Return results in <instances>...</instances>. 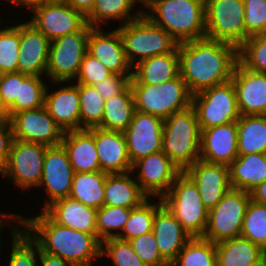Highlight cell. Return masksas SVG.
Returning a JSON list of instances; mask_svg holds the SVG:
<instances>
[{"label": "cell", "mask_w": 266, "mask_h": 266, "mask_svg": "<svg viewBox=\"0 0 266 266\" xmlns=\"http://www.w3.org/2000/svg\"><path fill=\"white\" fill-rule=\"evenodd\" d=\"M243 0H205L206 37L240 47L246 41Z\"/></svg>", "instance_id": "9"}, {"label": "cell", "mask_w": 266, "mask_h": 266, "mask_svg": "<svg viewBox=\"0 0 266 266\" xmlns=\"http://www.w3.org/2000/svg\"><path fill=\"white\" fill-rule=\"evenodd\" d=\"M5 223H7L6 220L0 225V233H1V230L3 229ZM0 237H1V236H0ZM0 242H1V238H0ZM0 246H1V243H0ZM1 249H2V248L0 247V250H1Z\"/></svg>", "instance_id": "60"}, {"label": "cell", "mask_w": 266, "mask_h": 266, "mask_svg": "<svg viewBox=\"0 0 266 266\" xmlns=\"http://www.w3.org/2000/svg\"><path fill=\"white\" fill-rule=\"evenodd\" d=\"M102 27H92L88 36L87 52L99 60L109 71L118 75H132L123 41L118 29L104 32Z\"/></svg>", "instance_id": "17"}, {"label": "cell", "mask_w": 266, "mask_h": 266, "mask_svg": "<svg viewBox=\"0 0 266 266\" xmlns=\"http://www.w3.org/2000/svg\"><path fill=\"white\" fill-rule=\"evenodd\" d=\"M54 222L80 232L97 234V209L70 197L52 202L43 210Z\"/></svg>", "instance_id": "25"}, {"label": "cell", "mask_w": 266, "mask_h": 266, "mask_svg": "<svg viewBox=\"0 0 266 266\" xmlns=\"http://www.w3.org/2000/svg\"><path fill=\"white\" fill-rule=\"evenodd\" d=\"M201 130L192 106L164 119L162 151L184 172L200 160Z\"/></svg>", "instance_id": "4"}, {"label": "cell", "mask_w": 266, "mask_h": 266, "mask_svg": "<svg viewBox=\"0 0 266 266\" xmlns=\"http://www.w3.org/2000/svg\"><path fill=\"white\" fill-rule=\"evenodd\" d=\"M95 0H66L74 9L86 15L93 7Z\"/></svg>", "instance_id": "54"}, {"label": "cell", "mask_w": 266, "mask_h": 266, "mask_svg": "<svg viewBox=\"0 0 266 266\" xmlns=\"http://www.w3.org/2000/svg\"><path fill=\"white\" fill-rule=\"evenodd\" d=\"M44 106L63 132L80 130V97L75 83L50 92L46 87Z\"/></svg>", "instance_id": "24"}, {"label": "cell", "mask_w": 266, "mask_h": 266, "mask_svg": "<svg viewBox=\"0 0 266 266\" xmlns=\"http://www.w3.org/2000/svg\"><path fill=\"white\" fill-rule=\"evenodd\" d=\"M137 4L143 5V2L141 0H95L92 9L85 15L86 22L91 27H101L109 20L120 21L122 24L120 22L118 24L124 25L143 13V6L139 10L136 8L137 12H133Z\"/></svg>", "instance_id": "31"}, {"label": "cell", "mask_w": 266, "mask_h": 266, "mask_svg": "<svg viewBox=\"0 0 266 266\" xmlns=\"http://www.w3.org/2000/svg\"><path fill=\"white\" fill-rule=\"evenodd\" d=\"M10 215L43 252L61 257L76 266H90L97 257H101V241L97 234L62 226L44 211L31 218L20 214Z\"/></svg>", "instance_id": "2"}, {"label": "cell", "mask_w": 266, "mask_h": 266, "mask_svg": "<svg viewBox=\"0 0 266 266\" xmlns=\"http://www.w3.org/2000/svg\"><path fill=\"white\" fill-rule=\"evenodd\" d=\"M131 172L135 174L140 189L148 197L155 196V198H162L170 190L176 177L181 173L179 168L163 151L152 153L136 161L132 165Z\"/></svg>", "instance_id": "14"}, {"label": "cell", "mask_w": 266, "mask_h": 266, "mask_svg": "<svg viewBox=\"0 0 266 266\" xmlns=\"http://www.w3.org/2000/svg\"><path fill=\"white\" fill-rule=\"evenodd\" d=\"M20 23L0 28V74L17 72Z\"/></svg>", "instance_id": "43"}, {"label": "cell", "mask_w": 266, "mask_h": 266, "mask_svg": "<svg viewBox=\"0 0 266 266\" xmlns=\"http://www.w3.org/2000/svg\"><path fill=\"white\" fill-rule=\"evenodd\" d=\"M164 119L150 114L134 112L132 121L123 132L131 164L162 151Z\"/></svg>", "instance_id": "15"}, {"label": "cell", "mask_w": 266, "mask_h": 266, "mask_svg": "<svg viewBox=\"0 0 266 266\" xmlns=\"http://www.w3.org/2000/svg\"><path fill=\"white\" fill-rule=\"evenodd\" d=\"M50 40L29 21L20 23L17 72L43 76L49 59Z\"/></svg>", "instance_id": "21"}, {"label": "cell", "mask_w": 266, "mask_h": 266, "mask_svg": "<svg viewBox=\"0 0 266 266\" xmlns=\"http://www.w3.org/2000/svg\"><path fill=\"white\" fill-rule=\"evenodd\" d=\"M229 175L231 188L251 192L266 181V154L238 155L229 165Z\"/></svg>", "instance_id": "28"}, {"label": "cell", "mask_w": 266, "mask_h": 266, "mask_svg": "<svg viewBox=\"0 0 266 266\" xmlns=\"http://www.w3.org/2000/svg\"><path fill=\"white\" fill-rule=\"evenodd\" d=\"M237 130L238 155L266 154V115H241Z\"/></svg>", "instance_id": "32"}, {"label": "cell", "mask_w": 266, "mask_h": 266, "mask_svg": "<svg viewBox=\"0 0 266 266\" xmlns=\"http://www.w3.org/2000/svg\"><path fill=\"white\" fill-rule=\"evenodd\" d=\"M11 213H3L0 211V225L4 222L3 220H11L12 219V216L10 215ZM5 218V219H4Z\"/></svg>", "instance_id": "58"}, {"label": "cell", "mask_w": 266, "mask_h": 266, "mask_svg": "<svg viewBox=\"0 0 266 266\" xmlns=\"http://www.w3.org/2000/svg\"><path fill=\"white\" fill-rule=\"evenodd\" d=\"M112 74L99 60L86 52L74 81L93 86Z\"/></svg>", "instance_id": "49"}, {"label": "cell", "mask_w": 266, "mask_h": 266, "mask_svg": "<svg viewBox=\"0 0 266 266\" xmlns=\"http://www.w3.org/2000/svg\"><path fill=\"white\" fill-rule=\"evenodd\" d=\"M231 81L240 115H266V74L245 68L238 61Z\"/></svg>", "instance_id": "18"}, {"label": "cell", "mask_w": 266, "mask_h": 266, "mask_svg": "<svg viewBox=\"0 0 266 266\" xmlns=\"http://www.w3.org/2000/svg\"><path fill=\"white\" fill-rule=\"evenodd\" d=\"M13 222L17 223L12 218V223L9 226H11L13 239L8 266H39V246L18 224L12 226Z\"/></svg>", "instance_id": "39"}, {"label": "cell", "mask_w": 266, "mask_h": 266, "mask_svg": "<svg viewBox=\"0 0 266 266\" xmlns=\"http://www.w3.org/2000/svg\"><path fill=\"white\" fill-rule=\"evenodd\" d=\"M215 246L217 266H253L266 253L242 236L223 240Z\"/></svg>", "instance_id": "30"}, {"label": "cell", "mask_w": 266, "mask_h": 266, "mask_svg": "<svg viewBox=\"0 0 266 266\" xmlns=\"http://www.w3.org/2000/svg\"><path fill=\"white\" fill-rule=\"evenodd\" d=\"M47 86L42 76L19 72L18 97L7 109V116L11 118L17 112L43 107Z\"/></svg>", "instance_id": "35"}, {"label": "cell", "mask_w": 266, "mask_h": 266, "mask_svg": "<svg viewBox=\"0 0 266 266\" xmlns=\"http://www.w3.org/2000/svg\"><path fill=\"white\" fill-rule=\"evenodd\" d=\"M197 185L204 206L214 208L231 189L229 166L196 161L184 171Z\"/></svg>", "instance_id": "20"}, {"label": "cell", "mask_w": 266, "mask_h": 266, "mask_svg": "<svg viewBox=\"0 0 266 266\" xmlns=\"http://www.w3.org/2000/svg\"><path fill=\"white\" fill-rule=\"evenodd\" d=\"M13 141V130L10 118L0 116V174L2 175L9 159L10 147Z\"/></svg>", "instance_id": "51"}, {"label": "cell", "mask_w": 266, "mask_h": 266, "mask_svg": "<svg viewBox=\"0 0 266 266\" xmlns=\"http://www.w3.org/2000/svg\"><path fill=\"white\" fill-rule=\"evenodd\" d=\"M200 130L236 122L240 115L232 81L216 85L192 95Z\"/></svg>", "instance_id": "8"}, {"label": "cell", "mask_w": 266, "mask_h": 266, "mask_svg": "<svg viewBox=\"0 0 266 266\" xmlns=\"http://www.w3.org/2000/svg\"><path fill=\"white\" fill-rule=\"evenodd\" d=\"M74 173L67 152L62 145L47 148L38 188H45L49 199L45 201L42 211L52 202L69 197Z\"/></svg>", "instance_id": "16"}, {"label": "cell", "mask_w": 266, "mask_h": 266, "mask_svg": "<svg viewBox=\"0 0 266 266\" xmlns=\"http://www.w3.org/2000/svg\"><path fill=\"white\" fill-rule=\"evenodd\" d=\"M180 76L192 95L231 81L238 47L207 37L178 44Z\"/></svg>", "instance_id": "1"}, {"label": "cell", "mask_w": 266, "mask_h": 266, "mask_svg": "<svg viewBox=\"0 0 266 266\" xmlns=\"http://www.w3.org/2000/svg\"><path fill=\"white\" fill-rule=\"evenodd\" d=\"M180 75L178 46L170 53L152 56L132 67L130 84L157 85Z\"/></svg>", "instance_id": "27"}, {"label": "cell", "mask_w": 266, "mask_h": 266, "mask_svg": "<svg viewBox=\"0 0 266 266\" xmlns=\"http://www.w3.org/2000/svg\"><path fill=\"white\" fill-rule=\"evenodd\" d=\"M130 213L131 208L125 207L104 205L97 209V237L100 241L117 238L128 221Z\"/></svg>", "instance_id": "42"}, {"label": "cell", "mask_w": 266, "mask_h": 266, "mask_svg": "<svg viewBox=\"0 0 266 266\" xmlns=\"http://www.w3.org/2000/svg\"><path fill=\"white\" fill-rule=\"evenodd\" d=\"M161 199L191 237H203L209 210L201 200L197 185L185 172L176 177Z\"/></svg>", "instance_id": "6"}, {"label": "cell", "mask_w": 266, "mask_h": 266, "mask_svg": "<svg viewBox=\"0 0 266 266\" xmlns=\"http://www.w3.org/2000/svg\"><path fill=\"white\" fill-rule=\"evenodd\" d=\"M30 23L50 41L80 31L86 24L85 15L66 1H53L32 11Z\"/></svg>", "instance_id": "13"}, {"label": "cell", "mask_w": 266, "mask_h": 266, "mask_svg": "<svg viewBox=\"0 0 266 266\" xmlns=\"http://www.w3.org/2000/svg\"><path fill=\"white\" fill-rule=\"evenodd\" d=\"M238 60L245 68L266 74V32L249 37L238 48Z\"/></svg>", "instance_id": "44"}, {"label": "cell", "mask_w": 266, "mask_h": 266, "mask_svg": "<svg viewBox=\"0 0 266 266\" xmlns=\"http://www.w3.org/2000/svg\"><path fill=\"white\" fill-rule=\"evenodd\" d=\"M142 6L178 44L206 37L205 0H146Z\"/></svg>", "instance_id": "3"}, {"label": "cell", "mask_w": 266, "mask_h": 266, "mask_svg": "<svg viewBox=\"0 0 266 266\" xmlns=\"http://www.w3.org/2000/svg\"><path fill=\"white\" fill-rule=\"evenodd\" d=\"M135 109L133 91L129 85L121 94L105 100L99 128L124 132L132 121Z\"/></svg>", "instance_id": "33"}, {"label": "cell", "mask_w": 266, "mask_h": 266, "mask_svg": "<svg viewBox=\"0 0 266 266\" xmlns=\"http://www.w3.org/2000/svg\"><path fill=\"white\" fill-rule=\"evenodd\" d=\"M158 199L159 201L153 203L150 201V197H148L139 206L132 208L130 217L117 238L128 241L153 231L155 213L163 205L162 199Z\"/></svg>", "instance_id": "36"}, {"label": "cell", "mask_w": 266, "mask_h": 266, "mask_svg": "<svg viewBox=\"0 0 266 266\" xmlns=\"http://www.w3.org/2000/svg\"><path fill=\"white\" fill-rule=\"evenodd\" d=\"M39 259H40L39 263L42 266H76L73 263L62 259L61 257L43 252L40 248H39Z\"/></svg>", "instance_id": "53"}, {"label": "cell", "mask_w": 266, "mask_h": 266, "mask_svg": "<svg viewBox=\"0 0 266 266\" xmlns=\"http://www.w3.org/2000/svg\"><path fill=\"white\" fill-rule=\"evenodd\" d=\"M250 200L249 192L231 188L218 204L209 210L208 224L202 238L216 244L239 237Z\"/></svg>", "instance_id": "10"}, {"label": "cell", "mask_w": 266, "mask_h": 266, "mask_svg": "<svg viewBox=\"0 0 266 266\" xmlns=\"http://www.w3.org/2000/svg\"><path fill=\"white\" fill-rule=\"evenodd\" d=\"M15 5L25 6V8L33 11L35 8L43 6L47 3L53 2V0H8Z\"/></svg>", "instance_id": "55"}, {"label": "cell", "mask_w": 266, "mask_h": 266, "mask_svg": "<svg viewBox=\"0 0 266 266\" xmlns=\"http://www.w3.org/2000/svg\"><path fill=\"white\" fill-rule=\"evenodd\" d=\"M61 145L75 173L101 171L94 135L88 129L64 132Z\"/></svg>", "instance_id": "26"}, {"label": "cell", "mask_w": 266, "mask_h": 266, "mask_svg": "<svg viewBox=\"0 0 266 266\" xmlns=\"http://www.w3.org/2000/svg\"><path fill=\"white\" fill-rule=\"evenodd\" d=\"M240 236L250 240L266 252V204L250 200Z\"/></svg>", "instance_id": "41"}, {"label": "cell", "mask_w": 266, "mask_h": 266, "mask_svg": "<svg viewBox=\"0 0 266 266\" xmlns=\"http://www.w3.org/2000/svg\"><path fill=\"white\" fill-rule=\"evenodd\" d=\"M246 40L266 32V0H243Z\"/></svg>", "instance_id": "48"}, {"label": "cell", "mask_w": 266, "mask_h": 266, "mask_svg": "<svg viewBox=\"0 0 266 266\" xmlns=\"http://www.w3.org/2000/svg\"><path fill=\"white\" fill-rule=\"evenodd\" d=\"M131 174L132 172L129 171L107 175L104 205L132 209L148 198Z\"/></svg>", "instance_id": "29"}, {"label": "cell", "mask_w": 266, "mask_h": 266, "mask_svg": "<svg viewBox=\"0 0 266 266\" xmlns=\"http://www.w3.org/2000/svg\"><path fill=\"white\" fill-rule=\"evenodd\" d=\"M138 112L162 118L161 88L150 84H130Z\"/></svg>", "instance_id": "46"}, {"label": "cell", "mask_w": 266, "mask_h": 266, "mask_svg": "<svg viewBox=\"0 0 266 266\" xmlns=\"http://www.w3.org/2000/svg\"><path fill=\"white\" fill-rule=\"evenodd\" d=\"M107 175L102 171L74 173L69 197L84 205L99 209L104 206Z\"/></svg>", "instance_id": "34"}, {"label": "cell", "mask_w": 266, "mask_h": 266, "mask_svg": "<svg viewBox=\"0 0 266 266\" xmlns=\"http://www.w3.org/2000/svg\"><path fill=\"white\" fill-rule=\"evenodd\" d=\"M156 87L161 88L163 119L191 106L192 94L180 75L170 81L157 84Z\"/></svg>", "instance_id": "38"}, {"label": "cell", "mask_w": 266, "mask_h": 266, "mask_svg": "<svg viewBox=\"0 0 266 266\" xmlns=\"http://www.w3.org/2000/svg\"><path fill=\"white\" fill-rule=\"evenodd\" d=\"M80 97V130L101 124L105 100L93 86L75 83Z\"/></svg>", "instance_id": "40"}, {"label": "cell", "mask_w": 266, "mask_h": 266, "mask_svg": "<svg viewBox=\"0 0 266 266\" xmlns=\"http://www.w3.org/2000/svg\"><path fill=\"white\" fill-rule=\"evenodd\" d=\"M237 157V121L201 130L200 160L229 166Z\"/></svg>", "instance_id": "19"}, {"label": "cell", "mask_w": 266, "mask_h": 266, "mask_svg": "<svg viewBox=\"0 0 266 266\" xmlns=\"http://www.w3.org/2000/svg\"><path fill=\"white\" fill-rule=\"evenodd\" d=\"M0 116H7V108L4 106V103L1 98V93H0Z\"/></svg>", "instance_id": "57"}, {"label": "cell", "mask_w": 266, "mask_h": 266, "mask_svg": "<svg viewBox=\"0 0 266 266\" xmlns=\"http://www.w3.org/2000/svg\"><path fill=\"white\" fill-rule=\"evenodd\" d=\"M138 257L147 266H170L163 258L152 231L128 240Z\"/></svg>", "instance_id": "47"}, {"label": "cell", "mask_w": 266, "mask_h": 266, "mask_svg": "<svg viewBox=\"0 0 266 266\" xmlns=\"http://www.w3.org/2000/svg\"><path fill=\"white\" fill-rule=\"evenodd\" d=\"M110 257L114 266H147L138 257L129 241L109 238L101 242V257Z\"/></svg>", "instance_id": "45"}, {"label": "cell", "mask_w": 266, "mask_h": 266, "mask_svg": "<svg viewBox=\"0 0 266 266\" xmlns=\"http://www.w3.org/2000/svg\"><path fill=\"white\" fill-rule=\"evenodd\" d=\"M10 121L13 139L47 147L61 145L64 132L49 115L45 106L17 112Z\"/></svg>", "instance_id": "12"}, {"label": "cell", "mask_w": 266, "mask_h": 266, "mask_svg": "<svg viewBox=\"0 0 266 266\" xmlns=\"http://www.w3.org/2000/svg\"><path fill=\"white\" fill-rule=\"evenodd\" d=\"M47 146L13 139L7 166L2 176L8 177L22 190H31L41 182Z\"/></svg>", "instance_id": "11"}, {"label": "cell", "mask_w": 266, "mask_h": 266, "mask_svg": "<svg viewBox=\"0 0 266 266\" xmlns=\"http://www.w3.org/2000/svg\"><path fill=\"white\" fill-rule=\"evenodd\" d=\"M253 266H261V260H260L259 263L255 264V265H253Z\"/></svg>", "instance_id": "61"}, {"label": "cell", "mask_w": 266, "mask_h": 266, "mask_svg": "<svg viewBox=\"0 0 266 266\" xmlns=\"http://www.w3.org/2000/svg\"><path fill=\"white\" fill-rule=\"evenodd\" d=\"M116 28L121 35L127 61L132 67L146 58L173 52L178 46L164 29L143 13Z\"/></svg>", "instance_id": "5"}, {"label": "cell", "mask_w": 266, "mask_h": 266, "mask_svg": "<svg viewBox=\"0 0 266 266\" xmlns=\"http://www.w3.org/2000/svg\"><path fill=\"white\" fill-rule=\"evenodd\" d=\"M91 26L86 24L80 31L50 42L46 78L56 85L76 79L83 57L87 52Z\"/></svg>", "instance_id": "7"}, {"label": "cell", "mask_w": 266, "mask_h": 266, "mask_svg": "<svg viewBox=\"0 0 266 266\" xmlns=\"http://www.w3.org/2000/svg\"><path fill=\"white\" fill-rule=\"evenodd\" d=\"M152 232L162 258L169 265L192 238L164 204L155 213Z\"/></svg>", "instance_id": "23"}, {"label": "cell", "mask_w": 266, "mask_h": 266, "mask_svg": "<svg viewBox=\"0 0 266 266\" xmlns=\"http://www.w3.org/2000/svg\"><path fill=\"white\" fill-rule=\"evenodd\" d=\"M261 266H266V253L261 258Z\"/></svg>", "instance_id": "59"}, {"label": "cell", "mask_w": 266, "mask_h": 266, "mask_svg": "<svg viewBox=\"0 0 266 266\" xmlns=\"http://www.w3.org/2000/svg\"><path fill=\"white\" fill-rule=\"evenodd\" d=\"M88 130L94 135L102 172L115 174L132 171L127 143L122 131L105 130L99 127Z\"/></svg>", "instance_id": "22"}, {"label": "cell", "mask_w": 266, "mask_h": 266, "mask_svg": "<svg viewBox=\"0 0 266 266\" xmlns=\"http://www.w3.org/2000/svg\"><path fill=\"white\" fill-rule=\"evenodd\" d=\"M132 75L112 74L99 83L93 85L104 100L121 94L129 85Z\"/></svg>", "instance_id": "50"}, {"label": "cell", "mask_w": 266, "mask_h": 266, "mask_svg": "<svg viewBox=\"0 0 266 266\" xmlns=\"http://www.w3.org/2000/svg\"><path fill=\"white\" fill-rule=\"evenodd\" d=\"M19 72L0 74V93L4 106L8 109L18 97Z\"/></svg>", "instance_id": "52"}, {"label": "cell", "mask_w": 266, "mask_h": 266, "mask_svg": "<svg viewBox=\"0 0 266 266\" xmlns=\"http://www.w3.org/2000/svg\"><path fill=\"white\" fill-rule=\"evenodd\" d=\"M250 193L251 200L266 204V181L256 186Z\"/></svg>", "instance_id": "56"}, {"label": "cell", "mask_w": 266, "mask_h": 266, "mask_svg": "<svg viewBox=\"0 0 266 266\" xmlns=\"http://www.w3.org/2000/svg\"><path fill=\"white\" fill-rule=\"evenodd\" d=\"M170 266H217L215 243L192 237Z\"/></svg>", "instance_id": "37"}]
</instances>
